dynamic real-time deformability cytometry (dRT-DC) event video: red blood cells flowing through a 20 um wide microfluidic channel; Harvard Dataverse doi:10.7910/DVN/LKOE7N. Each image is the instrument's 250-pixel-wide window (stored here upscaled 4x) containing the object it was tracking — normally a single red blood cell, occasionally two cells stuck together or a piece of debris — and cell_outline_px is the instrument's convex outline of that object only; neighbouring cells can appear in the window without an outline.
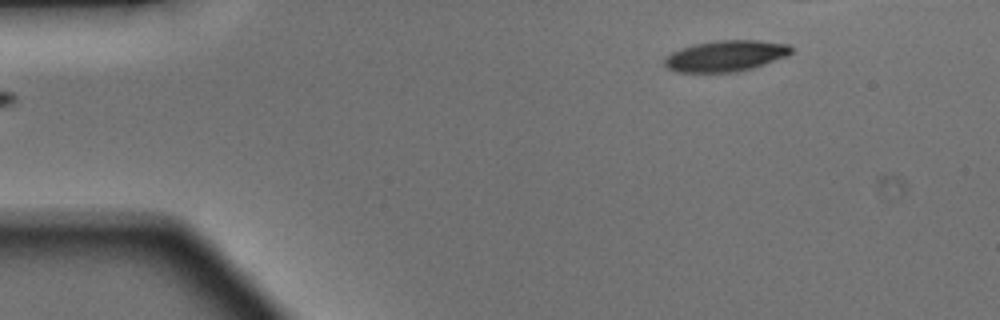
{"species": "Egyptian fruit bat (a non-hibernating species)", "species_latin": "Rousettus aegyptiacus", "temperature_condition": "warm", "stored_images_in_passage": 33, "camera_frame_rate_fps": 3000, "um_per_image_px": 0.085, "animal": {"sex": "male"}, "frame": {"image": 1, "passage_image": 1, "time_ms": 0.0, "image_size_px": [1000, 320], "cell_outline_px": [[792, 52], [784, 56], [764, 64], [752, 68], [736, 72], [676, 72], [668, 68], [664, 64], [664, 56], [680, 48], [692, 44], [716, 40], [756, 40], [788, 44], [792, 48]], "centroid_in_image_um": [61.62, 4.75], "position_along_channel_um": 23.4, "area_um2": 22.89}}
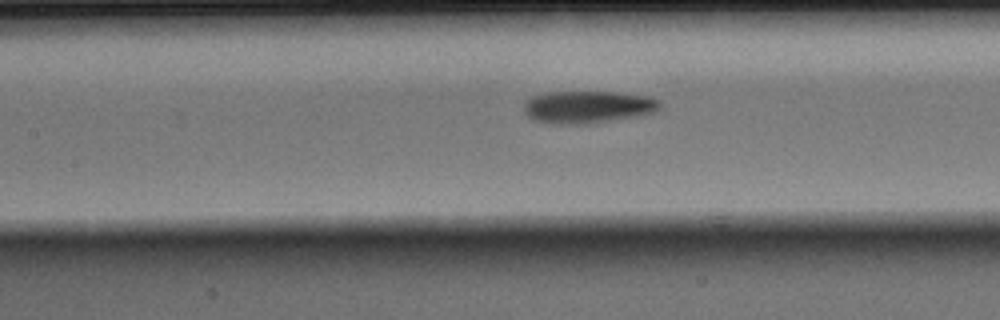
{"frame": {"image": 2, "passage_image": 16, "time_ms": 5.0, "image_size_px": [1000, 320], "cell_outline_px": [[660, 108], [656, 112], [636, 116], [600, 120], [560, 124], [536, 120], [528, 116], [524, 112], [524, 104], [532, 96], [544, 92], [616, 92], [648, 96], [660, 100]], "centroid_in_image_um": [49.97, 9.05], "position_along_channel_um": 157.4, "area_um2": 24.85}}
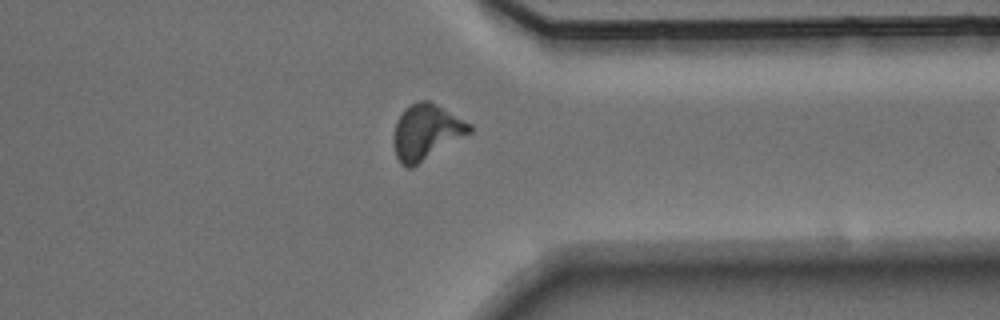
{"frame": {"image": 3, "passage_image": 32, "time_ms": 10.333, "image_size_px": [1000, 320], "cell_outline_px": [[472, 132], [412, 168], [404, 168], [400, 164], [396, 156], [396, 120], [400, 112], [404, 108], [420, 100], [428, 100], [436, 104], [472, 124]], "centroid_in_image_um": [36.26, 11.22], "position_along_channel_um": 375.1, "area_um2": 24.28}}